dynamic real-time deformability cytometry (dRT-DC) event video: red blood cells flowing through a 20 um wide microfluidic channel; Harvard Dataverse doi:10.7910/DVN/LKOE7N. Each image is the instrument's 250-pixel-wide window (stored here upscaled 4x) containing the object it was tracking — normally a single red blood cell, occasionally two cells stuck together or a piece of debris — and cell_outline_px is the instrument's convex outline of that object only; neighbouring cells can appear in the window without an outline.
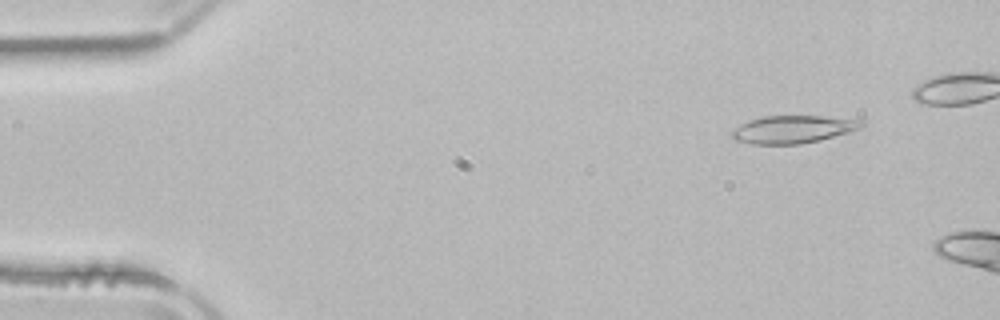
{"species": "common noctule bat (a hibernating species)", "species_latin": "Nyctalus noctula", "temperature_condition": "room temperature", "stored_images_in_passage": 11, "camera_frame_rate_fps": 3000, "um_per_image_px": 0.085, "animal": {"sex": "male", "body_mass_g": 21.5, "forearm_length_mm": 52.0}, "frame": {"image": 1, "passage_image": 5, "time_ms": 1.333, "image_size_px": [1000, 320], "cell_outline_px": [[864, 124], [860, 128], [852, 132], [820, 140], [800, 144], [752, 144], [736, 140], [728, 132], [740, 124], [748, 120], [764, 116], [856, 116], [864, 120]], "centroid_in_image_um": [67.51, 10.97], "position_along_channel_um": 17.5, "area_um2": 21.62}}